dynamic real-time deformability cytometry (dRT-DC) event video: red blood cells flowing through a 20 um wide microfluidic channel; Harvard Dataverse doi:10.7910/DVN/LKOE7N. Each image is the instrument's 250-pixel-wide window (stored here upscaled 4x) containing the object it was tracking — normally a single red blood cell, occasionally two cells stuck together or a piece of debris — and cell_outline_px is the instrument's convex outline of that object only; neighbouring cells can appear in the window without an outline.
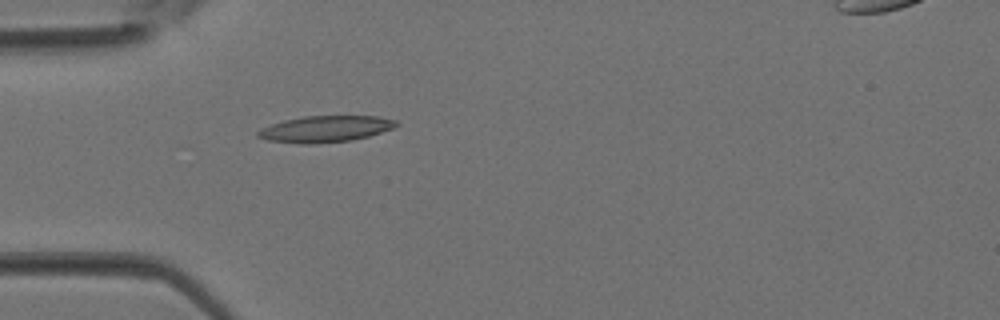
{"species": "Egyptian fruit bat (a non-hibernating species)", "species_latin": "Rousettus aegyptiacus", "temperature_condition": "room temperature", "stored_images_in_passage": 3, "camera_frame_rate_fps": 3000, "um_per_image_px": 0.085, "animal": {"sex": "female"}, "frame": {"image": 1, "passage_image": 3, "time_ms": 0.667, "image_size_px": [1000, 320], "cell_outline_px": [[400, 124], [392, 128], [368, 136], [352, 140], [316, 144], [300, 144], [268, 140], [256, 136], [256, 132], [260, 128], [284, 120], [304, 116], [376, 116], [396, 120]], "centroid_in_image_um": [27.63, 10.96], "position_along_channel_um": 57.4, "area_um2": 21.27}}